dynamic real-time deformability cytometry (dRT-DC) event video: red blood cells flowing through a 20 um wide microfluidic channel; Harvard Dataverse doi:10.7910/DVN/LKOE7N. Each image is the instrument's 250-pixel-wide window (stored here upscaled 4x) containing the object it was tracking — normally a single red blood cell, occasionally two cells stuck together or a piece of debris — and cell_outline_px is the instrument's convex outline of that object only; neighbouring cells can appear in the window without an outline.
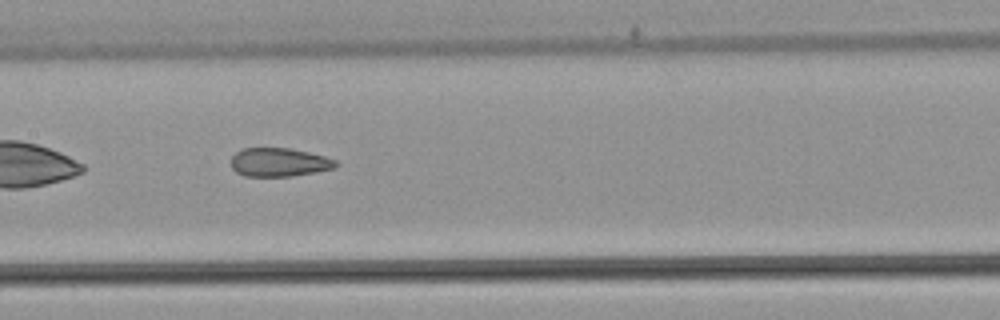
{"species": "common noctule bat (a hibernating species)", "species_latin": "Nyctalus noctula", "temperature_condition": "warm", "stored_images_in_passage": 37, "camera_frame_rate_fps": 3000, "um_per_image_px": 0.085, "animal": {"sex": "male", "body_mass_g": 21.5, "forearm_length_mm": 52.0}, "frame": {"image": 1, "passage_image": 11, "time_ms": 3.333, "image_size_px": [1000, 320], "cell_outline_px": [[340, 164], [336, 168], [316, 172], [292, 176], [244, 176], [236, 172], [232, 168], [232, 156], [236, 152], [244, 148], [292, 148], [324, 156], [336, 160]], "centroid_in_image_um": [23.76, 13.79], "position_along_channel_um": 183.6, "area_um2": 17.57}, "authors_computed_cell_mechanics": {"area_um2": 18.5538, "velocity_mm_per_s": 3.8776, "shape_relaxation_time_tau1_ms": null, "shape_relaxation_time_tau2_ms": 2.0465, "deformation_change_tau1": null, "deformation_change_tau2": 0.0919}}